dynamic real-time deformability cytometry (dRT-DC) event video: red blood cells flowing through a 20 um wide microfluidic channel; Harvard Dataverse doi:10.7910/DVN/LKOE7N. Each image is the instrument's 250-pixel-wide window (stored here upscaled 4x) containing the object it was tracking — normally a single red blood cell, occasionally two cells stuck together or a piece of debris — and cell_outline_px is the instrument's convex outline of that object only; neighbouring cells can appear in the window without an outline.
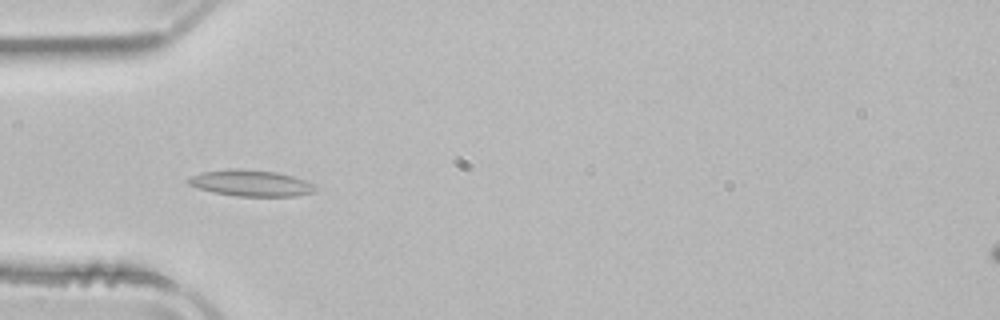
{"species": "common noctule bat (a hibernating species)", "species_latin": "Nyctalus noctula", "temperature_condition": "room temperature", "stored_images_in_passage": 51, "camera_frame_rate_fps": 3000, "um_per_image_px": 0.085, "animal": {"sex": "male", "body_mass_g": 21.5, "forearm_length_mm": 52.0}, "frame": {"image": 1, "passage_image": 15, "time_ms": 4.667, "image_size_px": [1000, 320], "cell_outline_px": [[316, 188], [312, 192], [296, 196], [236, 196], [212, 192], [188, 184], [188, 176], [200, 172], [228, 168], [240, 168], [276, 172], [292, 176], [304, 180], [312, 184]], "centroid_in_image_um": [21.26, 15.55], "position_along_channel_um": 63.7, "area_um2": 19.42}}
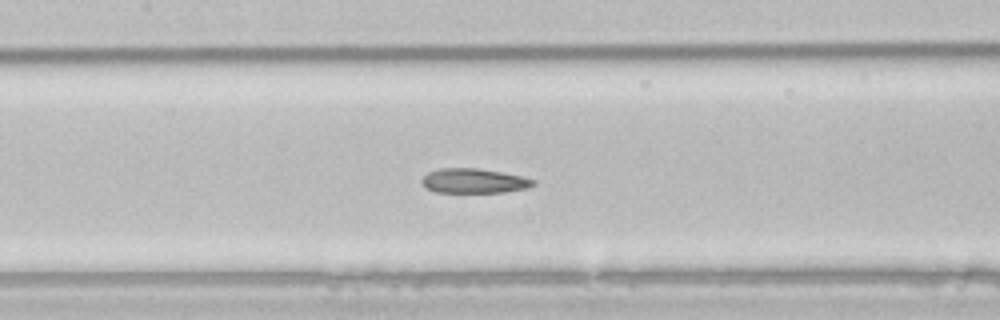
{"frame": {"image": 2, "passage_image": 23, "time_ms": 7.333, "image_size_px": [1000, 320], "cell_outline_px": [[536, 184], [528, 188], [504, 192], [436, 192], [424, 188], [420, 184], [420, 180], [428, 172], [440, 168], [480, 168], [520, 176], [536, 180]], "centroid_in_image_um": [40.24, 15.37], "position_along_channel_um": 167.2, "area_um2": 16.13}}
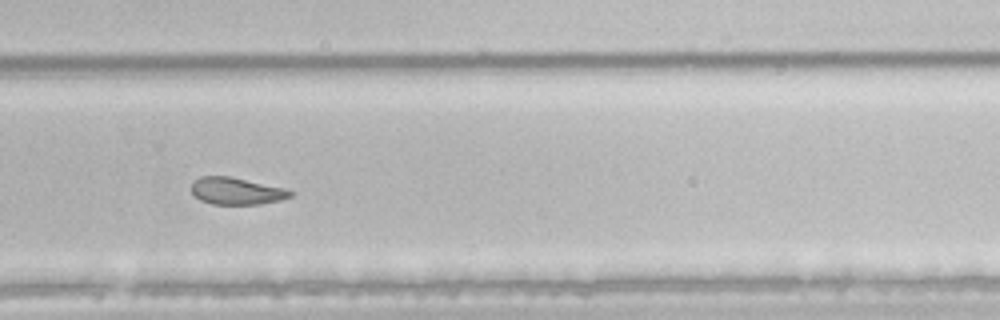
{"frame": {"image": 3, "passage_image": 34, "time_ms": 11.0, "image_size_px": [1000, 320], "cell_outline_px": [[292, 196], [280, 200], [260, 204], [212, 204], [200, 200], [192, 192], [192, 180], [200, 176], [228, 176], [284, 188], [292, 192]], "centroid_in_image_um": [20.06, 16.23], "position_along_channel_um": 309.7, "area_um2": 15.43}, "authors_computed_cell_mechanics": {"area_um2": 18.7272, "velocity_mm_per_s": 3.9144, "shape_relaxation_time_tau1_ms": 7.4338, "shape_relaxation_time_tau2_ms": 3.5286, "deformation_change_tau1": 0.162, "deformation_change_tau2": 0.0642}}